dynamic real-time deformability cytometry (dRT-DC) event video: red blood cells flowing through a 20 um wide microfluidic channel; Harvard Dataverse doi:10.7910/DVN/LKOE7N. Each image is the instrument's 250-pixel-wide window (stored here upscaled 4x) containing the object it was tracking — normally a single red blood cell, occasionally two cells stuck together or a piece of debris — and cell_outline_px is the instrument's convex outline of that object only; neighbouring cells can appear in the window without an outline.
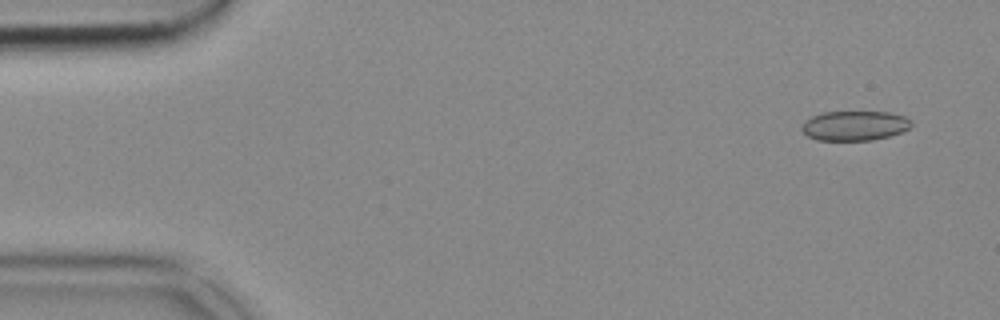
{"species": "common noctule bat (a hibernating species)", "species_latin": "Nyctalus noctula", "temperature_condition": "cold", "stored_images_in_passage": 53, "camera_frame_rate_fps": 3000, "um_per_image_px": 0.085, "animal": {"sex": "female", "body_mass_g": 18.4}, "frame": {"image": 1, "passage_image": 3, "time_ms": 0.667, "image_size_px": [1000, 320], "cell_outline_px": [[912, 124], [908, 128], [892, 136], [872, 140], [816, 140], [808, 136], [800, 128], [804, 120], [812, 116], [824, 112], [888, 112], [904, 116], [912, 120]], "centroid_in_image_um": [72.63, 10.68], "position_along_channel_um": 12.4, "area_um2": 19.02}}
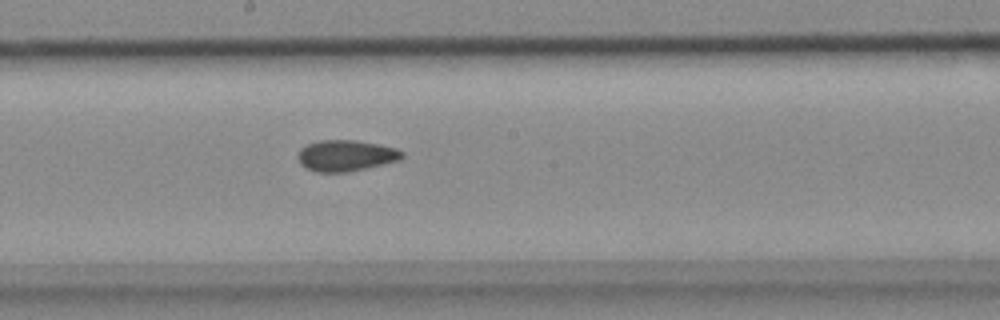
{"frame": {"image": 2, "passage_image": 28, "time_ms": 9.0, "image_size_px": [1000, 320], "cell_outline_px": [[404, 156], [400, 160], [384, 164], [348, 172], [316, 172], [304, 168], [300, 164], [296, 156], [300, 148], [308, 144], [320, 140], [356, 140], [396, 148], [404, 152]], "centroid_in_image_um": [29.37, 13.23], "position_along_channel_um": 218.8, "area_um2": 19.07}}
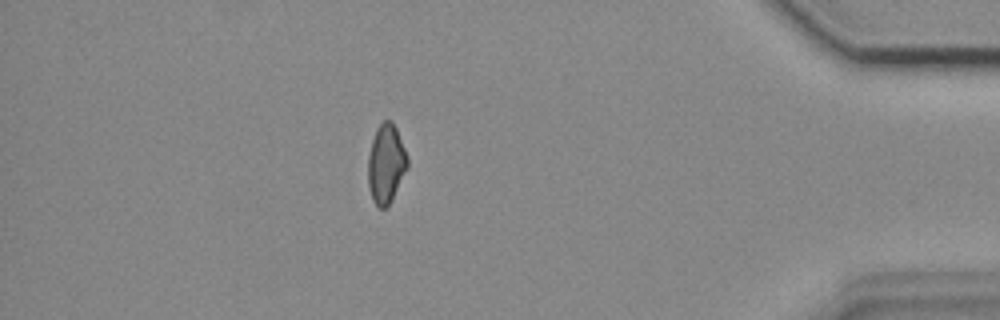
{"frame": {"image": 3, "passage_image": 46, "time_ms": 15.0, "image_size_px": [1000, 320], "cell_outline_px": [[408, 168], [392, 200], [384, 208], [380, 208], [372, 200], [368, 188], [368, 156], [372, 140], [376, 128], [384, 120], [392, 120], [396, 128], [408, 156]], "centroid_in_image_um": [32.82, 13.92], "position_along_channel_um": 402.4, "area_um2": 18.32}}